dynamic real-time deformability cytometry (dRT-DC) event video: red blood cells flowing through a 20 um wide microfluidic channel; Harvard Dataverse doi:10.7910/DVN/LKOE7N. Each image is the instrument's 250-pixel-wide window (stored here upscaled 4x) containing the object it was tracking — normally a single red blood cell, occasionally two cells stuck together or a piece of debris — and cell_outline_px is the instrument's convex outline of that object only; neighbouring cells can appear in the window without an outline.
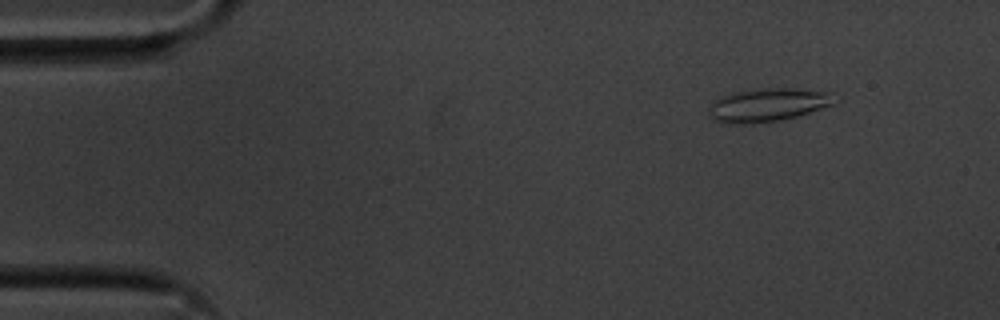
{"species": "common noctule bat (a hibernating species)", "species_latin": "Nyctalus noctula", "temperature_condition": "cold", "stored_images_in_passage": 51, "camera_frame_rate_fps": 3000, "um_per_image_px": 0.085, "animal": {"sex": "male", "body_mass_g": 20.1, "forearm_length_mm": 53.5}, "frame": {"image": 1, "passage_image": 3, "time_ms": 0.667, "image_size_px": [1000, 320], "cell_outline_px": [[840, 100], [836, 104], [784, 120], [752, 124], [724, 124], [712, 120], [708, 116], [708, 108], [712, 100], [720, 96], [732, 92], [764, 88], [796, 88], [832, 92]], "centroid_in_image_um": [65.26, 8.93], "position_along_channel_um": 19.7, "area_um2": 25.37}}
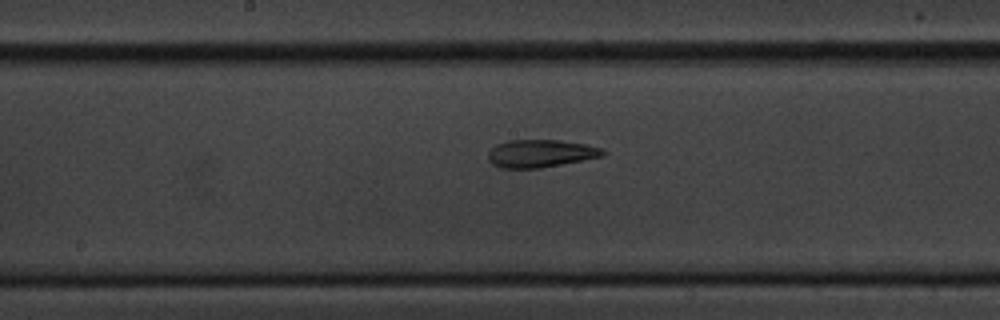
{"frame": {"image": 2, "passage_image": 25, "time_ms": 8.0, "image_size_px": [1000, 320], "cell_outline_px": [[608, 152], [604, 156], [540, 168], [500, 168], [492, 164], [488, 160], [488, 152], [496, 144], [508, 140], [560, 140], [588, 144], [604, 148]], "centroid_in_image_um": [45.98, 13.04], "position_along_channel_um": 202.2, "area_um2": 18.79}}
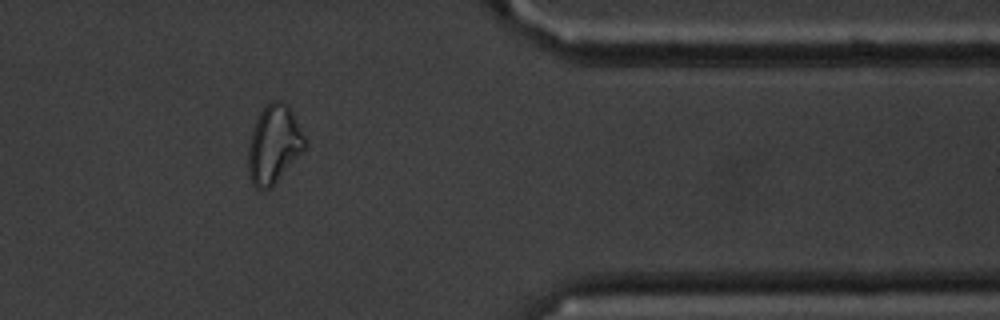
{"frame": {"image": 3, "passage_image": 42, "time_ms": 13.667, "image_size_px": [1000, 320], "cell_outline_px": [[308, 144], [272, 188], [256, 188], [252, 184], [248, 176], [248, 148], [252, 132], [256, 120], [264, 104], [272, 100], [280, 100], [288, 104]], "centroid_in_image_um": [23.27, 12.27], "position_along_channel_um": 388.1, "area_um2": 25.84}}